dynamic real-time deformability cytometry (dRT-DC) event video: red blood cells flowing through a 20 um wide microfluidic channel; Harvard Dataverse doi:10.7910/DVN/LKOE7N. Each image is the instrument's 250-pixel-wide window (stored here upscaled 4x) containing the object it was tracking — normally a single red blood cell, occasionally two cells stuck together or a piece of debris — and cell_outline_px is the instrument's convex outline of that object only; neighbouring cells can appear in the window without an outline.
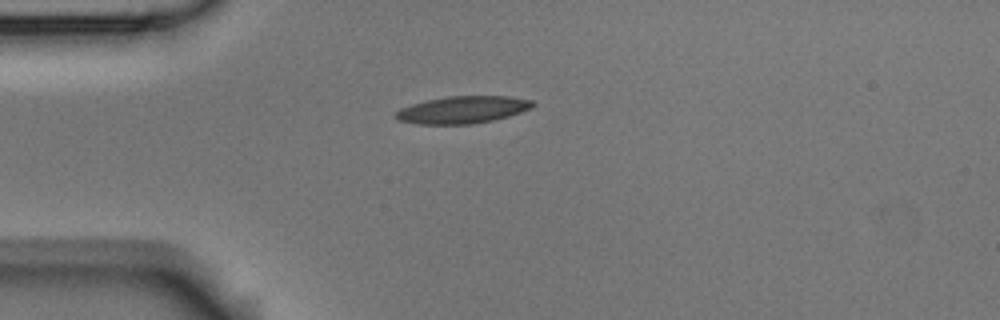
{"species": "Egyptian fruit bat (a non-hibernating species)", "species_latin": "Rousettus aegyptiacus", "temperature_condition": "room temperature", "stored_images_in_passage": 3, "camera_frame_rate_fps": 3000, "um_per_image_px": 0.085, "animal": {"sex": "male"}, "frame": {"image": 1, "passage_image": 1, "time_ms": 0.0, "image_size_px": [1000, 320], "cell_outline_px": [[536, 104], [532, 108], [508, 116], [492, 120], [472, 124], [416, 124], [396, 120], [392, 116], [400, 108], [412, 104], [428, 100], [448, 96], [508, 96], [532, 100]], "centroid_in_image_um": [39.3, 9.33], "position_along_channel_um": 45.7, "area_um2": 21.79}}
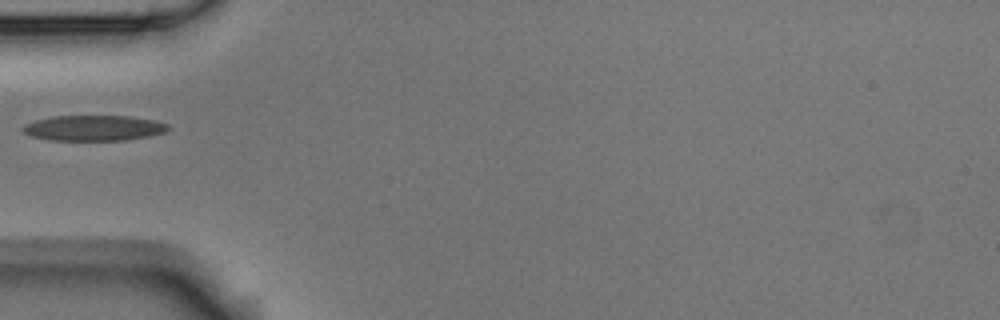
{"frame": {"image": 2, "passage_image": 2, "time_ms": 1.333, "image_size_px": [1000, 320], "cell_outline_px": [[168, 128], [164, 132], [148, 136], [124, 140], [52, 140], [32, 136], [24, 132], [20, 128], [24, 124], [36, 120], [52, 116], [128, 116], [156, 120], [168, 124]], "centroid_in_image_um": [7.95, 10.87], "position_along_channel_um": 77.1, "area_um2": 21.44}}
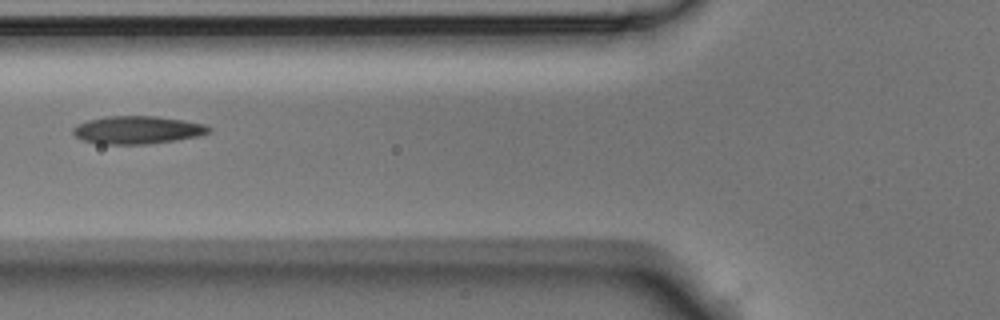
{"frame": {"image": 3, "passage_image": 3, "time_ms": 2.333, "image_size_px": [1000, 320], "cell_outline_px": [[212, 128], [208, 132], [196, 136], [176, 140], [144, 144], [96, 144], [80, 140], [72, 132], [72, 128], [76, 124], [88, 120], [104, 116], [156, 116], [184, 120], [204, 124]], "centroid_in_image_um": [11.61, 11.04], "position_along_channel_um": 114.2, "area_um2": 22.14}}